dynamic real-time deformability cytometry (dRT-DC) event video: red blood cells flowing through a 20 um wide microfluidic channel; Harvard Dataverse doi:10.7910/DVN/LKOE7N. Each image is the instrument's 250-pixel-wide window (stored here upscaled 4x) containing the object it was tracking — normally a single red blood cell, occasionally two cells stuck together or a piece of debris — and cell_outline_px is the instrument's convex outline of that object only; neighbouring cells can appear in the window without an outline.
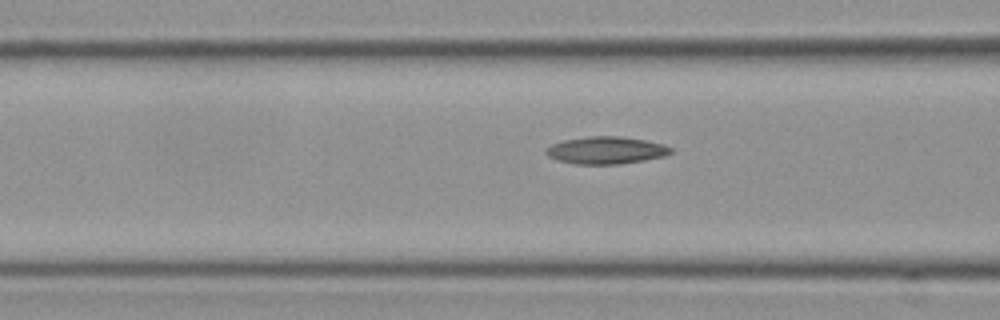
{"species": "Egyptian fruit bat (a non-hibernating species)", "species_latin": "Rousettus aegyptiacus", "temperature_condition": "cold", "stored_images_in_passage": 12, "camera_frame_rate_fps": 3000, "um_per_image_px": 0.085, "frame": {"image": 1, "passage_image": 10, "time_ms": 3.0, "image_size_px": [1000, 320], "cell_outline_px": [[672, 152], [664, 156], [644, 160], [620, 164], [572, 164], [556, 160], [548, 156], [544, 152], [552, 144], [564, 140], [588, 136], [620, 136], [644, 140], [664, 144], [672, 148]], "centroid_in_image_um": [51.5, 12.78], "position_along_channel_um": 115.1, "area_um2": 19.88}}